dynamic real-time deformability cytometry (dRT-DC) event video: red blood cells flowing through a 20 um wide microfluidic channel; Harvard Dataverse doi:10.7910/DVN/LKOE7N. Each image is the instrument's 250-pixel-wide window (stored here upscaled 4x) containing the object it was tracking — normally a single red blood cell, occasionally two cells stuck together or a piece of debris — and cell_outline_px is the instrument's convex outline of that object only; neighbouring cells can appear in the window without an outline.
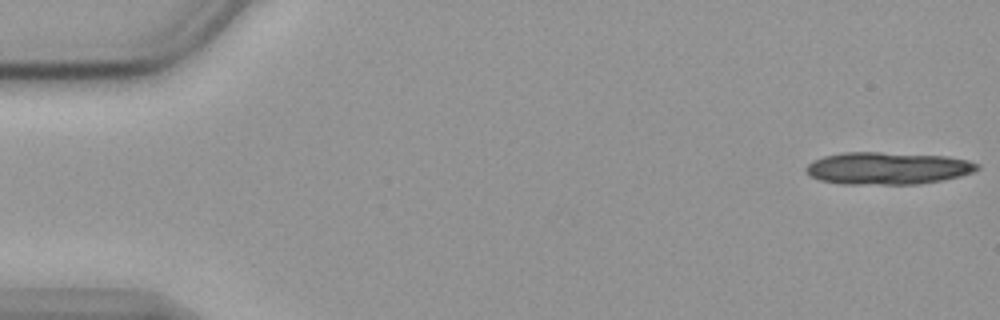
{"species": "common noctule bat (a hibernating species)", "species_latin": "Nyctalus noctula", "temperature_condition": "cold", "stored_images_in_passage": 14, "camera_frame_rate_fps": 3000, "um_per_image_px": 0.085, "animal": {"sex": "female", "body_mass_g": 19.9}, "frame": {"image": 1, "passage_image": 1, "time_ms": 0.0, "image_size_px": [1000, 320], "cell_outline_px": [[980, 168], [972, 172], [960, 176], [940, 180], [916, 184], [844, 184], [820, 180], [804, 172], [804, 168], [812, 160], [824, 156], [844, 152], [880, 152], [948, 156], [968, 160], [980, 164]], "centroid_in_image_um": [75.43, 14.29], "position_along_channel_um": 9.6, "area_um2": 32.31}}